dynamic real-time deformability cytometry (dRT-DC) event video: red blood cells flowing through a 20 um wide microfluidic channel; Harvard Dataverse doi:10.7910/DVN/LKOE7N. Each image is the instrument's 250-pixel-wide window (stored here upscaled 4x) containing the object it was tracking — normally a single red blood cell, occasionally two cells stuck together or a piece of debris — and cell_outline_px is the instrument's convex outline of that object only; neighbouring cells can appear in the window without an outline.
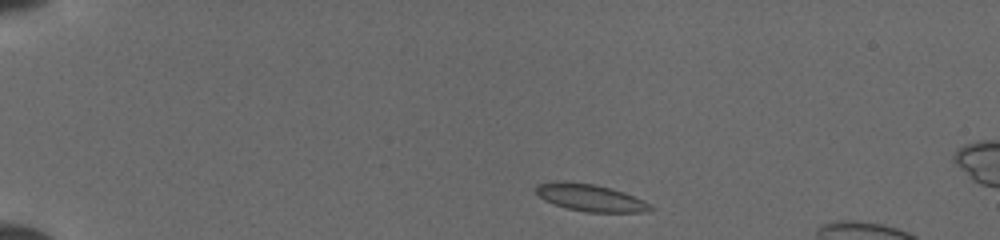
{"species": "common noctule bat (a hibernating species)", "species_latin": "Nyctalus noctula", "temperature_condition": "cold", "stored_images_in_passage": 5, "camera_frame_rate_fps": 3000, "um_per_image_px": 0.085, "animal": {"sex": "female", "body_mass_g": 19.5, "forearm_length_mm": 54.1}, "frame": {"image": 1, "passage_image": 1, "time_ms": 0.0, "image_size_px": [1000, 240], "cell_outline_px": [[652, 208], [640, 212], [584, 212], [568, 208], [544, 200], [536, 192], [536, 184], [560, 180], [592, 184], [624, 192], [644, 200]], "centroid_in_image_um": [50.13, 16.79], "position_along_channel_um": 34.9, "area_um2": 17.74}}